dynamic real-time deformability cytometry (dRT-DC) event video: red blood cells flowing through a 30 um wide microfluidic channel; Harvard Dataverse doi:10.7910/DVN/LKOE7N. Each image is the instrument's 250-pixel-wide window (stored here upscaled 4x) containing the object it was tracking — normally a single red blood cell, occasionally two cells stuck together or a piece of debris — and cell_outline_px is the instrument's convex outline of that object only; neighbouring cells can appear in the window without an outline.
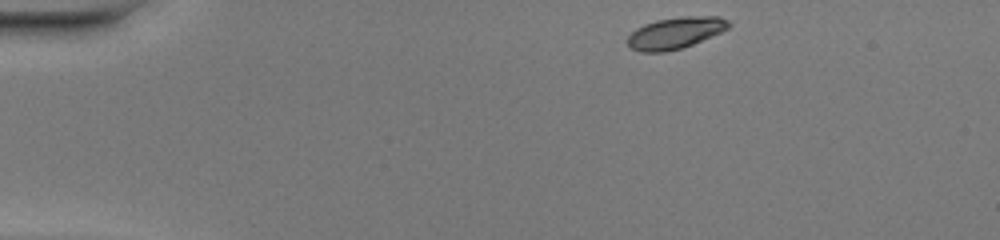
{"species": "common noctule bat (a hibernating species)", "species_latin": "Nyctalus noctula", "temperature_condition": "warm", "stored_images_in_passage": 43, "camera_frame_rate_fps": 3000, "um_per_image_px": 0.085, "animal": {"sex": "female", "body_mass_g": 20.0, "forearm_length_mm": 54.0}, "frame": {"image": 1, "passage_image": 1, "time_ms": 0.0, "image_size_px": [1000, 240], "cell_outline_px": [[732, 24], [728, 28], [720, 32], [692, 44], [680, 48], [664, 52], [640, 52], [632, 48], [624, 40], [636, 28], [644, 24], [656, 20], [684, 16], [720, 16], [728, 20]], "centroid_in_image_um": [57.38, 2.79], "position_along_channel_um": 27.6, "area_um2": 18.55}}
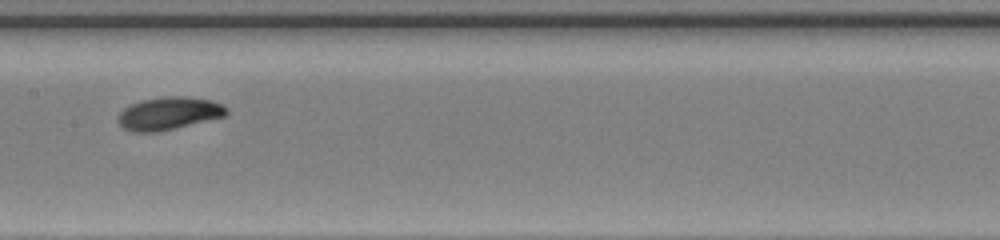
{"frame": {"image": 2, "passage_image": 19, "time_ms": 6.0, "image_size_px": [1000, 240], "cell_outline_px": [[228, 112], [224, 116], [176, 128], [156, 132], [132, 132], [124, 128], [116, 120], [116, 116], [124, 108], [132, 104], [144, 100], [164, 96], [184, 96], [212, 100], [224, 104], [228, 108]], "centroid_in_image_um": [14.35, 9.64], "position_along_channel_um": 193.0, "area_um2": 20.75}}
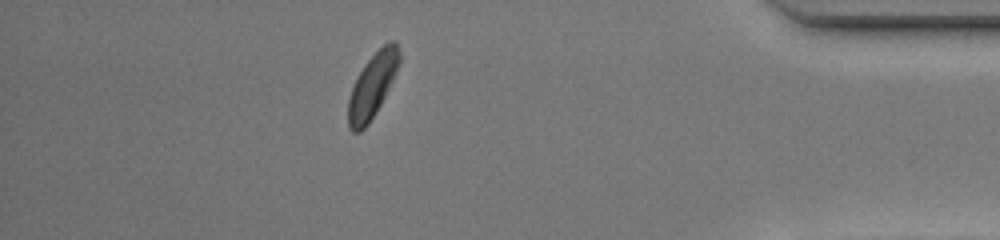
{"frame": {"image": 3, "passage_image": 37, "time_ms": 12.0, "image_size_px": [1000, 240], "cell_outline_px": [[400, 60], [396, 72], [376, 112], [368, 124], [360, 132], [352, 132], [348, 128], [348, 100], [352, 88], [364, 64], [388, 40], [396, 40], [400, 52]], "centroid_in_image_um": [31.65, 7.27], "position_along_channel_um": 403.5, "area_um2": 18.84}, "authors_computed_cell_mechanics": {"area_um2": 19.3052, "velocity_mm_per_s": 4.1306, "shape_relaxation_time_tau1_ms": 1.4144, "shape_relaxation_time_tau2_ms": 4.6084, "deformation_change_tau1": 0.1188, "deformation_change_tau2": 0.0929}}